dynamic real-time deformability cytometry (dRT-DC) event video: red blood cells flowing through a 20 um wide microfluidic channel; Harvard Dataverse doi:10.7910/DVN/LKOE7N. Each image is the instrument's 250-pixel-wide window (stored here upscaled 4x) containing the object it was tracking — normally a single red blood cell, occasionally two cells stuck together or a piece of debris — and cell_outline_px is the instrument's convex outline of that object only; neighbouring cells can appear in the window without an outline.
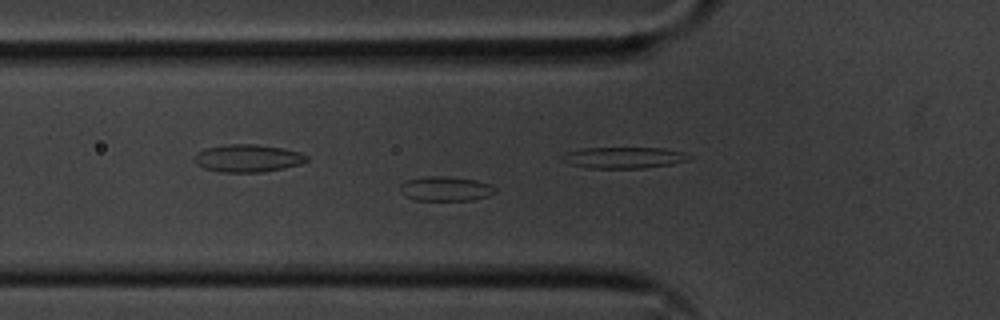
{"species": "common noctule bat (a hibernating species)", "species_latin": "Nyctalus noctula", "temperature_condition": "cold", "stored_images_in_passage": 49, "camera_frame_rate_fps": 3000, "um_per_image_px": 0.085, "animal": {"sex": "male", "body_mass_g": 20.1, "forearm_length_mm": 53.5}, "frame": {"image": 1, "passage_image": 12, "time_ms": 3.667, "image_size_px": [1000, 320], "cell_outline_px": [[496, 192], [488, 196], [472, 200], [416, 200], [404, 196], [400, 192], [400, 184], [408, 180], [424, 176], [448, 176], [476, 180], [492, 184], [496, 188]], "centroid_in_image_um": [37.89, 16.04], "position_along_channel_um": 87.9, "area_um2": 13.76}}
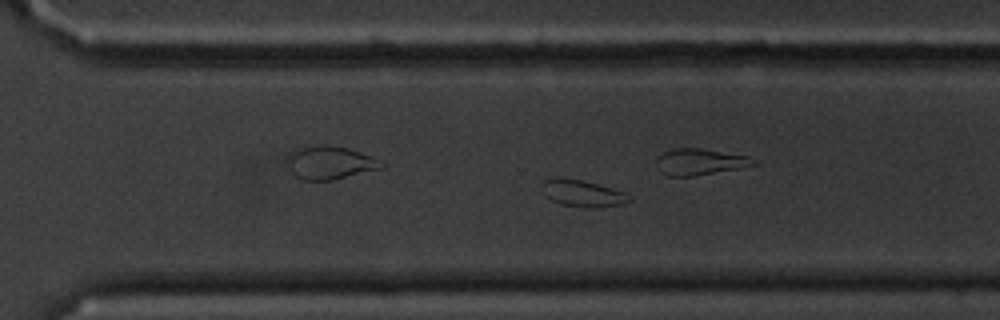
{"frame": {"image": 2, "passage_image": 32, "time_ms": 10.333, "image_size_px": [1000, 320], "cell_outline_px": [[632, 200], [624, 204], [596, 208], [584, 208], [560, 204], [552, 200], [548, 196], [544, 184], [544, 180], [556, 176], [560, 176], [580, 180], [612, 188], [624, 192], [632, 196]], "centroid_in_image_um": [49.6, 16.44], "position_along_channel_um": 321.0, "area_um2": 13.53}}
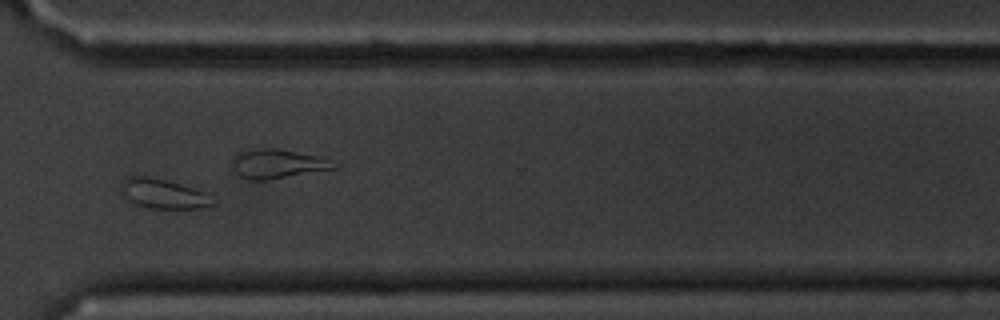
{"frame": {"image": 3, "passage_image": 35, "time_ms": 11.333, "image_size_px": [1000, 320], "cell_outline_px": [[216, 204], [204, 208], [148, 208], [132, 204], [128, 200], [120, 188], [120, 184], [124, 176], [148, 176], [180, 184], [204, 192], [216, 200]], "centroid_in_image_um": [13.85, 16.48], "position_along_channel_um": 356.7, "area_um2": 15.95}, "authors_computed_cell_mechanics": {"area_um2": 14.2766, "velocity_mm_per_s": 3.4983, "shape_relaxation_time_tau1_ms": 1.1144, "shape_relaxation_time_tau2_ms": 10.4539, "deformation_change_tau1": 0.075, "deformation_change_tau2": 0.1564}}